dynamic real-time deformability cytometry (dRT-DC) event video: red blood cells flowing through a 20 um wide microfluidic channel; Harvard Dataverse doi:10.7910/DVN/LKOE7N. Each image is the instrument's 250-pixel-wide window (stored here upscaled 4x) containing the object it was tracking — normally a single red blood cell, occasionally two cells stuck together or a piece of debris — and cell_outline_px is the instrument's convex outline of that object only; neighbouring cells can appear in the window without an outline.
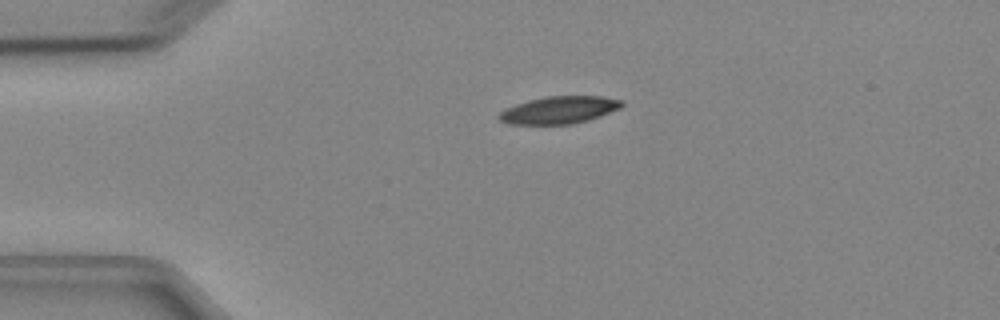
{"species": "Egyptian fruit bat (a non-hibernating species)", "species_latin": "Rousettus aegyptiacus", "temperature_condition": "cold", "stored_images_in_passage": 3, "camera_frame_rate_fps": 3000, "um_per_image_px": 0.085, "animal": {"sex": "female"}, "frame": {"image": 1, "passage_image": 2, "time_ms": 1.333, "image_size_px": [1000, 320], "cell_outline_px": [[624, 104], [620, 108], [600, 116], [588, 120], [572, 124], [508, 124], [500, 120], [496, 116], [504, 108], [528, 100], [548, 96], [600, 96], [624, 100]], "centroid_in_image_um": [47.52, 9.35], "position_along_channel_um": 37.5, "area_um2": 19.65}}